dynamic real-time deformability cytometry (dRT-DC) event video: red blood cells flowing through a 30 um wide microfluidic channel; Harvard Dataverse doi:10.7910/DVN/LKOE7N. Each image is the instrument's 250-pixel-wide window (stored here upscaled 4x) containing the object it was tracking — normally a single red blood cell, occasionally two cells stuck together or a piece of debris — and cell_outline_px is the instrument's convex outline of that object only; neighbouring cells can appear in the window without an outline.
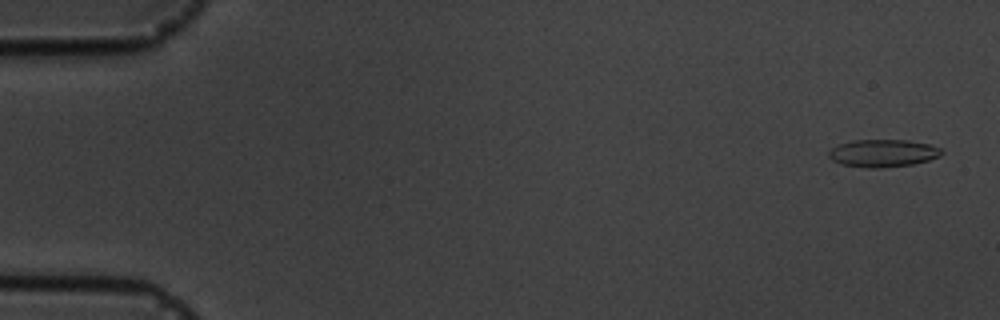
{"species": "common noctule bat (a hibernating species)", "species_latin": "Nyctalus noctula", "temperature_condition": "cold", "stored_images_in_passage": 5, "camera_frame_rate_fps": 3000, "um_per_image_px": 0.085, "animal": {"sex": "male", "body_mass_g": 19.5, "forearm_length_mm": 54.6}, "frame": {"image": 1, "passage_image": 1, "time_ms": 0.0, "image_size_px": [1000, 320], "cell_outline_px": [[944, 152], [940, 156], [928, 160], [912, 164], [880, 168], [868, 168], [840, 164], [832, 160], [828, 156], [828, 152], [832, 148], [840, 144], [852, 140], [908, 140], [928, 144], [940, 148]], "centroid_in_image_um": [75.04, 13.02], "position_along_channel_um": 10.0, "area_um2": 18.09}}
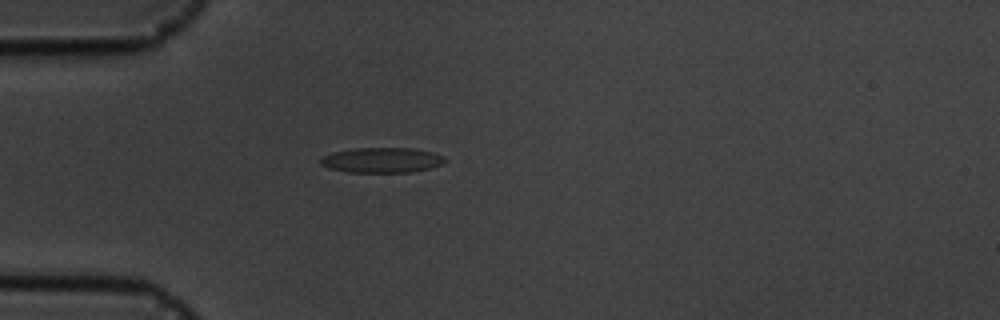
{"frame": {"image": 2, "passage_image": 5, "time_ms": 4.667, "image_size_px": [1000, 320], "cell_outline_px": [[448, 160], [444, 164], [412, 172], [348, 172], [328, 168], [320, 164], [320, 160], [324, 156], [332, 152], [352, 148], [412, 148], [432, 152], [444, 156]], "centroid_in_image_um": [32.47, 13.61], "position_along_channel_um": 52.5, "area_um2": 18.32}}